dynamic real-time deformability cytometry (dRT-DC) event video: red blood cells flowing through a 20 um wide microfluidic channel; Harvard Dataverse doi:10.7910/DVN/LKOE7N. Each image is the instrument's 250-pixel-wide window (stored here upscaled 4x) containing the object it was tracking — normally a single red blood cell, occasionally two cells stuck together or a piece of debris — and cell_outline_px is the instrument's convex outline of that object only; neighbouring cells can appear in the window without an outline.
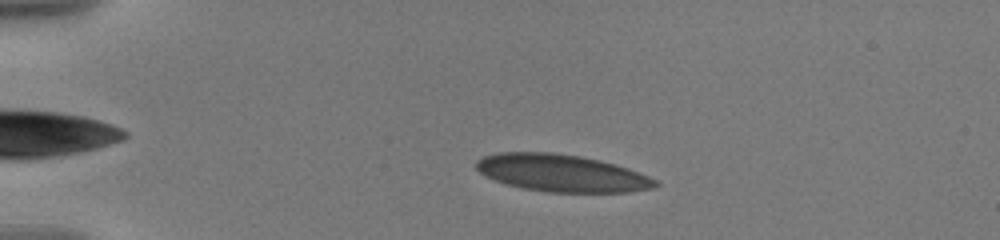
{"species": "human", "species_latin": "Homo sapiens", "temperature_condition": "warm", "stored_images_in_passage": 37, "camera_frame_rate_fps": 3000, "um_per_image_px": 0.085, "donor": {"sex": "male"}, "frame": {"image": 1, "passage_image": 5, "time_ms": 1.333, "image_size_px": [1000, 240], "cell_outline_px": [[660, 184], [652, 188], [628, 192], [548, 192], [524, 188], [508, 184], [484, 176], [476, 168], [476, 160], [484, 156], [500, 152], [552, 152], [580, 156], [600, 160], [616, 164], [628, 168], [648, 176], [656, 180]], "centroid_in_image_um": [47.74, 14.7], "position_along_channel_um": 37.3, "area_um2": 38.73}}
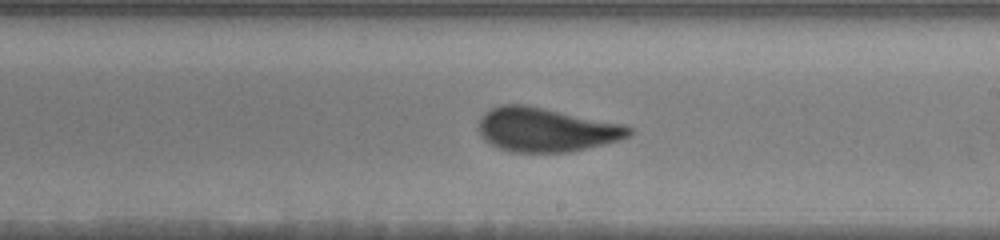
{"frame": {"image": 2, "passage_image": 23, "time_ms": 8.667, "image_size_px": [1000, 240], "cell_outline_px": [[632, 132], [628, 136], [620, 140], [604, 144], [568, 152], [512, 152], [488, 144], [480, 136], [476, 128], [476, 124], [484, 112], [500, 104], [524, 104], [624, 124], [632, 128]], "centroid_in_image_um": [46.35, 11.02], "position_along_channel_um": 242.7, "area_um2": 38.84}}
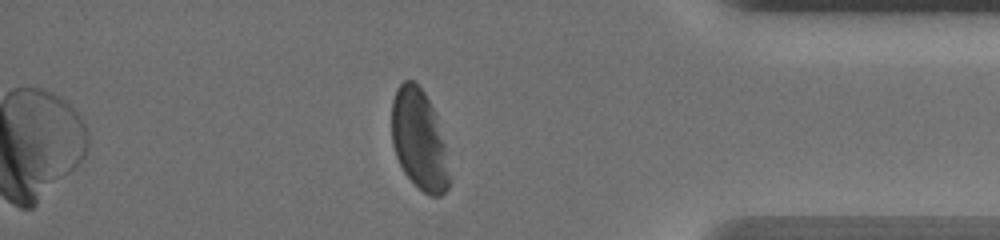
{"frame": {"image": 3, "passage_image": 37, "time_ms": 13.667, "image_size_px": [1000, 240], "cell_outline_px": [[452, 184], [440, 196], [428, 196], [404, 172], [396, 156], [392, 144], [392, 100], [396, 88], [404, 80], [412, 80], [424, 92], [432, 108], [444, 144], [452, 180]], "centroid_in_image_um": [35.63, 11.92], "position_along_channel_um": 399.6, "area_um2": 33.47}, "authors_computed_cell_mechanics": {"area_um2": 38.8994, "velocity_mm_per_s": 3.5422, "shape_relaxation_time_tau1_ms": 5.2394, "shape_relaxation_time_tau2_ms": null, "deformation_change_tau1": 0.1448, "deformation_change_tau2": null}}